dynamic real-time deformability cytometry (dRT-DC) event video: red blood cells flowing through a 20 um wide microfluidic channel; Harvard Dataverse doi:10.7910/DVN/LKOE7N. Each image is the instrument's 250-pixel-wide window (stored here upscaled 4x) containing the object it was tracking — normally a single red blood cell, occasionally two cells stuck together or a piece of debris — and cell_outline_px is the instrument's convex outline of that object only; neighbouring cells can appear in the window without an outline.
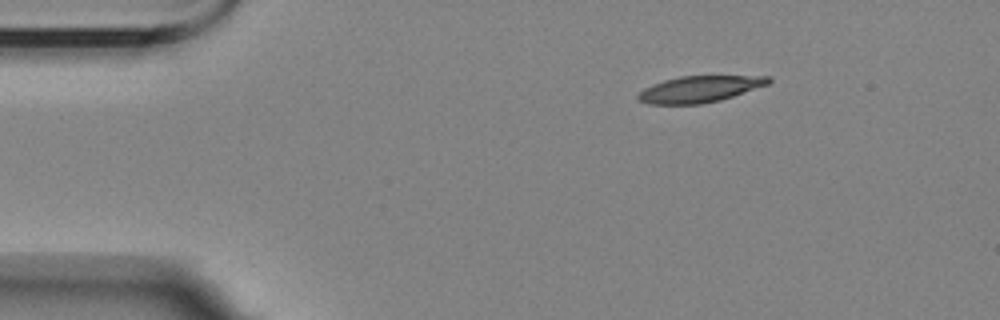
{"species": "Egyptian fruit bat (a non-hibernating species)", "species_latin": "Rousettus aegyptiacus", "temperature_condition": "room temperature", "stored_images_in_passage": 4, "camera_frame_rate_fps": 3000, "um_per_image_px": 0.085, "animal": {"sex": "female"}, "frame": {"image": 1, "passage_image": 4, "time_ms": 3.667, "image_size_px": [1000, 320], "cell_outline_px": [[772, 80], [768, 84], [720, 100], [700, 104], [648, 104], [640, 100], [636, 96], [644, 88], [664, 80], [680, 76], [772, 76]], "centroid_in_image_um": [59.46, 7.57], "position_along_channel_um": 25.5, "area_um2": 19.83}}